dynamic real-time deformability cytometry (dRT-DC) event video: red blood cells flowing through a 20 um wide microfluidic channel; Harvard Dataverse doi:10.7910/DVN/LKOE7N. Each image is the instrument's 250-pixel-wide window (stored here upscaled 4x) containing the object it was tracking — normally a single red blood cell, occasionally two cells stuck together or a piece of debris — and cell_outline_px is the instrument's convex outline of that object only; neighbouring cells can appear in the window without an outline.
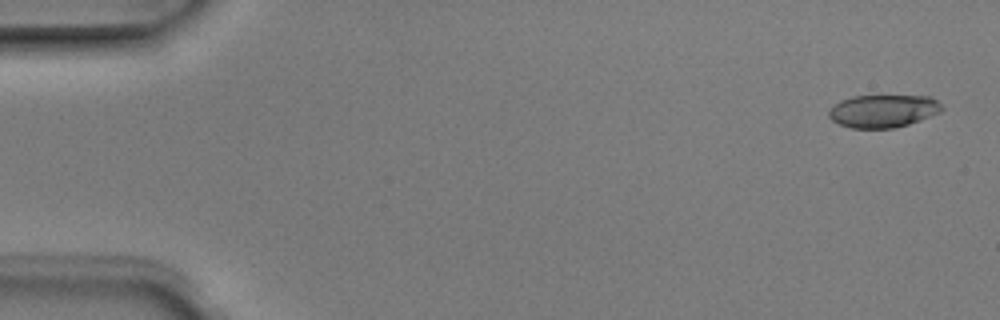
{"species": "Egyptian fruit bat (a non-hibernating species)", "species_latin": "Rousettus aegyptiacus", "temperature_condition": "room temperature", "stored_images_in_passage": 4, "camera_frame_rate_fps": 3000, "um_per_image_px": 0.085, "animal": {"sex": "male"}, "frame": {"image": 1, "passage_image": 1, "time_ms": 0.0, "image_size_px": [1000, 320], "cell_outline_px": [[944, 108], [940, 112], [920, 120], [908, 124], [892, 128], [852, 128], [840, 124], [832, 120], [828, 116], [828, 112], [840, 100], [852, 96], [932, 96]], "centroid_in_image_um": [75.07, 9.43], "position_along_channel_um": 9.9, "area_um2": 21.44}}
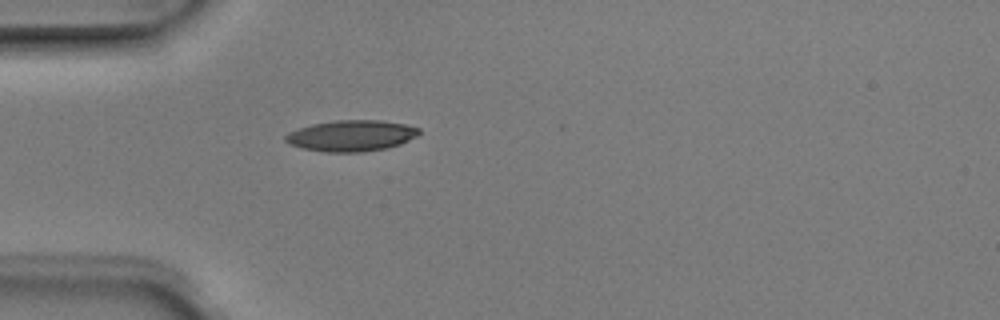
{"frame": {"image": 2, "passage_image": 4, "time_ms": 1.0, "image_size_px": [1000, 320], "cell_outline_px": [[420, 132], [416, 136], [400, 144], [388, 148], [360, 152], [324, 152], [304, 148], [292, 144], [284, 140], [284, 136], [288, 132], [312, 124], [336, 120], [380, 120], [404, 124], [420, 128]], "centroid_in_image_um": [29.87, 11.53], "position_along_channel_um": 55.1, "area_um2": 24.04}}